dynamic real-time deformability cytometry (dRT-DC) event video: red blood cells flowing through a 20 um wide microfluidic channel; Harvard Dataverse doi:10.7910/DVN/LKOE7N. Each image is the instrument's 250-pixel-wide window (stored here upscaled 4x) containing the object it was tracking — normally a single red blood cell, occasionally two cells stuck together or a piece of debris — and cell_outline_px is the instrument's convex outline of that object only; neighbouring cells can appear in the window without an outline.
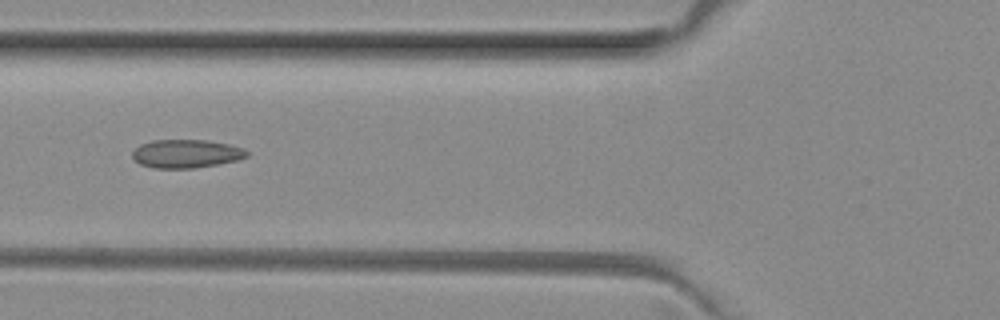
{"species": "common noctule bat (a hibernating species)", "species_latin": "Nyctalus noctula", "temperature_condition": "room temperature", "stored_images_in_passage": 5, "camera_frame_rate_fps": 3000, "um_per_image_px": 0.085, "animal": {"sex": "female", "body_mass_g": 29.2, "forearm_length_mm": 56.3}, "frame": {"image": 1, "passage_image": 5, "time_ms": 1.333, "image_size_px": [1000, 320], "cell_outline_px": [[248, 156], [236, 160], [196, 168], [152, 168], [140, 164], [132, 156], [132, 152], [140, 144], [152, 140], [204, 140], [228, 144], [244, 148], [248, 152]], "centroid_in_image_um": [15.81, 13.06], "position_along_channel_um": 110.0, "area_um2": 18.84}}